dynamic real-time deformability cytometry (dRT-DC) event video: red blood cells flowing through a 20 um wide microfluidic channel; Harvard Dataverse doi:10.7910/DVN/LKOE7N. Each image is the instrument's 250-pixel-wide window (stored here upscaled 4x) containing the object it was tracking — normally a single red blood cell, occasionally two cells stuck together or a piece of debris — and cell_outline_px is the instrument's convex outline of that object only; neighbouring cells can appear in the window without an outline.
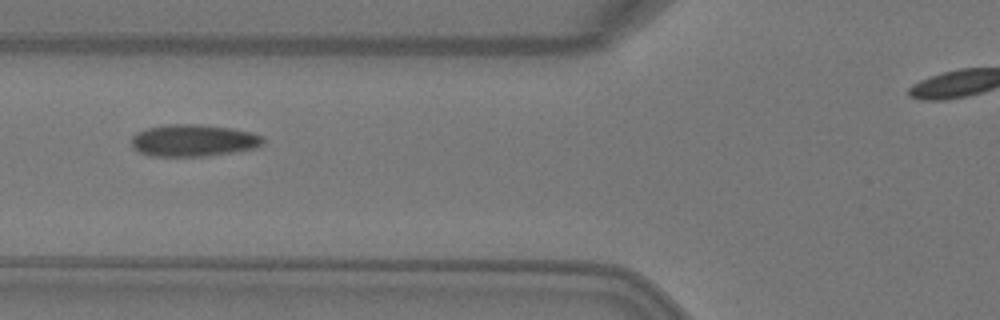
{"species": "Egyptian fruit bat (a non-hibernating species)", "species_latin": "Rousettus aegyptiacus", "temperature_condition": "warm", "stored_images_in_passage": 3, "camera_frame_rate_fps": 3000, "um_per_image_px": 0.085, "animal": {"sex": "female"}, "frame": {"image": 1, "passage_image": 3, "time_ms": 0.667, "image_size_px": [1000, 320], "cell_outline_px": [[264, 144], [256, 148], [208, 156], [152, 156], [140, 152], [132, 148], [132, 136], [136, 132], [148, 128], [168, 124], [196, 124], [232, 128], [252, 132], [264, 136]], "centroid_in_image_um": [16.47, 11.94], "position_along_channel_um": 109.3, "area_um2": 24.68}}